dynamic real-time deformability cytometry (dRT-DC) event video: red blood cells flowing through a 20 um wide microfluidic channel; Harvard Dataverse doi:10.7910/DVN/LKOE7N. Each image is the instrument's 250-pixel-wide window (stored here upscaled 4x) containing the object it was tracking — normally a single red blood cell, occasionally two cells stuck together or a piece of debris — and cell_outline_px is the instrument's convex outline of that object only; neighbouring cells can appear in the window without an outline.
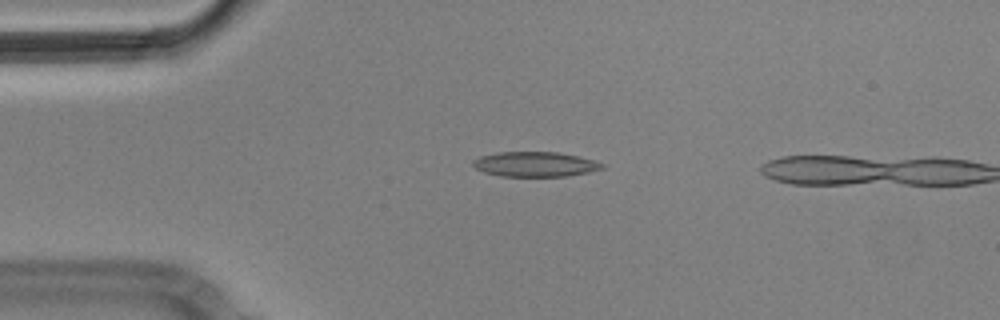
{"species": "Egyptian fruit bat (a non-hibernating species)", "species_latin": "Rousettus aegyptiacus", "temperature_condition": "cold", "stored_images_in_passage": 8, "camera_frame_rate_fps": 3000, "um_per_image_px": 0.085, "animal": {"sex": "male"}, "frame": {"image": 1, "passage_image": 4, "time_ms": 1.0, "image_size_px": [1000, 320], "cell_outline_px": [[604, 168], [588, 172], [568, 176], [500, 176], [484, 172], [476, 168], [472, 164], [472, 160], [480, 156], [496, 152], [556, 152], [576, 156], [592, 160], [604, 164]], "centroid_in_image_um": [45.44, 13.96], "position_along_channel_um": 39.6, "area_um2": 18.61}}